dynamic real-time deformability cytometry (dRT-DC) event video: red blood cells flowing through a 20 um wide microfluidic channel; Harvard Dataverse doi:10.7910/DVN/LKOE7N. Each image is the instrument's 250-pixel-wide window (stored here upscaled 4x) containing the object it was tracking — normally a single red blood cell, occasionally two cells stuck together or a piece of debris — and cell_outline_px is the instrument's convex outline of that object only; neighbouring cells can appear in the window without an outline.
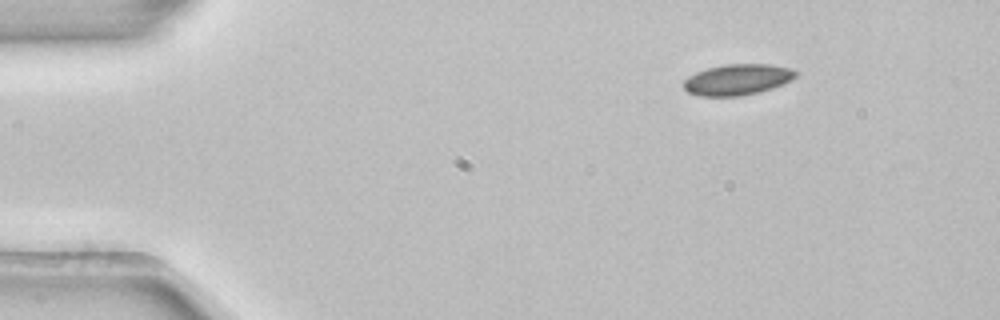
{"species": "common noctule bat (a hibernating species)", "species_latin": "Nyctalus noctula", "temperature_condition": "room temperature", "stored_images_in_passage": 4, "segment_of_instrument_passage": [1, 2], "camera_frame_rate_fps": 3000, "um_per_image_px": 0.085, "animal": {"sex": "female", "body_mass_g": 22.7, "forearm_length_mm": 54.2}, "frame": {"image": 1, "passage_image": 1, "time_ms": 0.0, "image_size_px": [1000, 320], "cell_outline_px": [[800, 72], [792, 80], [772, 88], [760, 92], [740, 96], [700, 96], [688, 92], [684, 88], [684, 80], [688, 76], [696, 72], [708, 68], [724, 64], [768, 64], [792, 68]], "centroid_in_image_um": [62.71, 6.76], "position_along_channel_um": 22.3, "area_um2": 20.35}}